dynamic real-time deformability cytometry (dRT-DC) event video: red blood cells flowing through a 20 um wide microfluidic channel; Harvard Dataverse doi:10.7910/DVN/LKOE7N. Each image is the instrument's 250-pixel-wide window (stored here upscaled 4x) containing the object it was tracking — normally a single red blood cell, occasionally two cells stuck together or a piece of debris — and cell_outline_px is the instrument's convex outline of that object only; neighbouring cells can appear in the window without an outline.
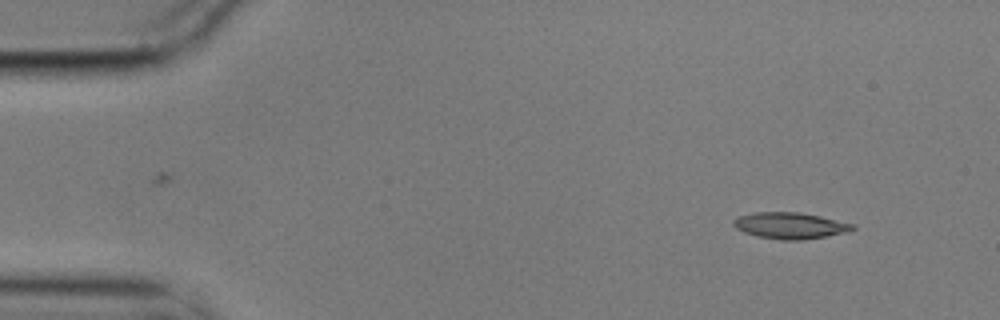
{"species": "common noctule bat (a hibernating species)", "species_latin": "Nyctalus noctula", "temperature_condition": "cold", "stored_images_in_passage": 5, "camera_frame_rate_fps": 3000, "um_per_image_px": 0.085, "animal": {"sex": "male", "body_mass_g": 17.9}, "frame": {"image": 1, "passage_image": 1, "time_ms": 0.0, "image_size_px": [1000, 320], "cell_outline_px": [[856, 228], [848, 232], [804, 240], [780, 240], [756, 236], [744, 232], [736, 228], [732, 224], [732, 220], [736, 216], [756, 212], [800, 212], [820, 216], [856, 224]], "centroid_in_image_um": [67.16, 19.17], "position_along_channel_um": 17.8, "area_um2": 18.55}}
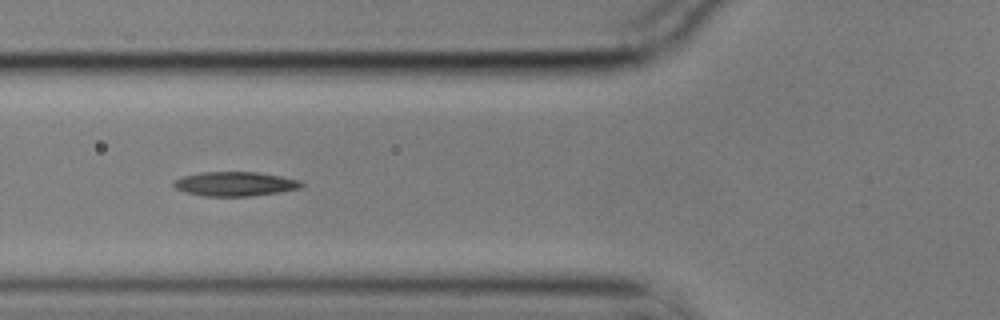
{"frame": {"image": 2, "passage_image": 5, "time_ms": 1.333, "image_size_px": [1000, 320], "cell_outline_px": [[304, 184], [300, 188], [280, 192], [252, 196], [204, 196], [188, 192], [176, 188], [172, 184], [172, 180], [180, 176], [200, 172], [256, 172], [280, 176], [300, 180]], "centroid_in_image_um": [19.95, 15.62], "position_along_channel_um": 105.8, "area_um2": 18.15}}